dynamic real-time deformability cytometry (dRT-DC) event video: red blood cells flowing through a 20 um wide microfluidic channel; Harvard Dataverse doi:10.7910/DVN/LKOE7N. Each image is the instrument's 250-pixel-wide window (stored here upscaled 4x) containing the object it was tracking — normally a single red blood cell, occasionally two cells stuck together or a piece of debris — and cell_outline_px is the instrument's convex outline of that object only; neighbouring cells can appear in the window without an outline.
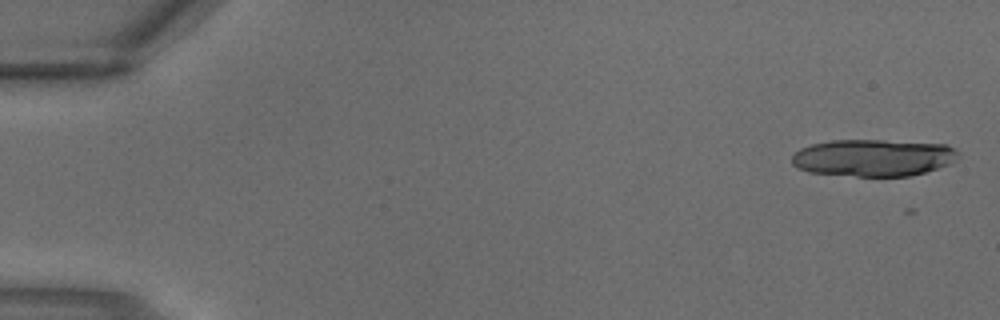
{"species": "common noctule bat (a hibernating species)", "species_latin": "Nyctalus noctula", "temperature_condition": "warm", "stored_images_in_passage": 4, "camera_frame_rate_fps": 3000, "um_per_image_px": 0.085, "animal": {"sex": "male", "body_mass_g": 18.8}, "frame": {"image": 1, "passage_image": 1, "time_ms": 0.0, "image_size_px": [1000, 320], "cell_outline_px": [[960, 152], [948, 164], [924, 172], [908, 176], [856, 176], [808, 172], [796, 168], [792, 164], [792, 156], [800, 148], [812, 144], [832, 140], [884, 140], [948, 144]], "centroid_in_image_um": [74.19, 13.4], "position_along_channel_um": 10.8, "area_um2": 35.89}}